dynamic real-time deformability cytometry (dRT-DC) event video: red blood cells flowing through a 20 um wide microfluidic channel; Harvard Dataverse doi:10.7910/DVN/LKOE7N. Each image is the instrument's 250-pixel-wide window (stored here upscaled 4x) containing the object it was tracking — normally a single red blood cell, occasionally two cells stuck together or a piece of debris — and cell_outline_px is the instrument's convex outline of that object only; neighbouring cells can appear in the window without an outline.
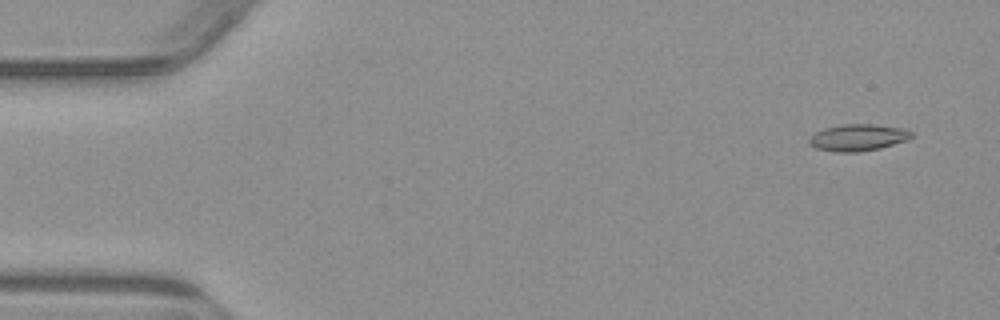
{"species": "common noctule bat (a hibernating species)", "species_latin": "Nyctalus noctula", "temperature_condition": "warm", "stored_images_in_passage": 5, "camera_frame_rate_fps": 3000, "um_per_image_px": 0.085, "animal": {"sex": "male", "body_mass_g": 23.1, "forearm_length_mm": 52.7}, "frame": {"image": 1, "passage_image": 1, "time_ms": 0.0, "image_size_px": [1000, 320], "cell_outline_px": [[912, 136], [908, 140], [880, 148], [856, 152], [836, 152], [816, 148], [808, 140], [816, 132], [824, 128], [844, 124], [872, 124], [900, 128], [912, 132]], "centroid_in_image_um": [72.93, 11.69], "position_along_channel_um": 12.1, "area_um2": 15.66}}
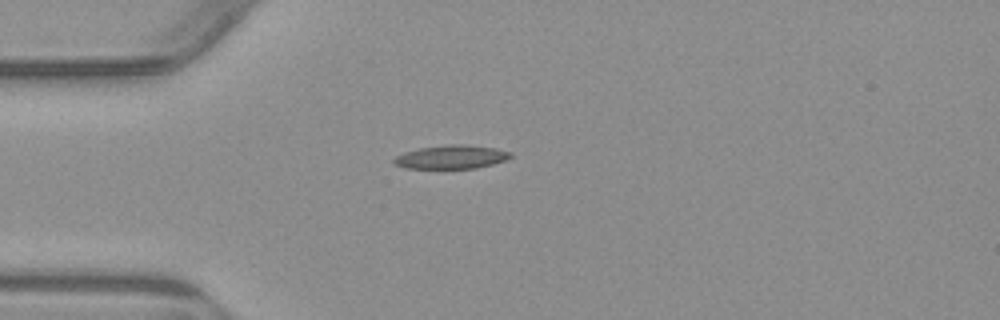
{"frame": {"image": 2, "passage_image": 4, "time_ms": 3.667, "image_size_px": [1000, 320], "cell_outline_px": [[512, 156], [504, 160], [492, 164], [476, 168], [404, 168], [392, 164], [392, 160], [396, 156], [404, 152], [420, 148], [448, 144], [468, 144], [496, 148], [512, 152]], "centroid_in_image_um": [38.34, 13.33], "position_along_channel_um": 46.7, "area_um2": 16.13}}